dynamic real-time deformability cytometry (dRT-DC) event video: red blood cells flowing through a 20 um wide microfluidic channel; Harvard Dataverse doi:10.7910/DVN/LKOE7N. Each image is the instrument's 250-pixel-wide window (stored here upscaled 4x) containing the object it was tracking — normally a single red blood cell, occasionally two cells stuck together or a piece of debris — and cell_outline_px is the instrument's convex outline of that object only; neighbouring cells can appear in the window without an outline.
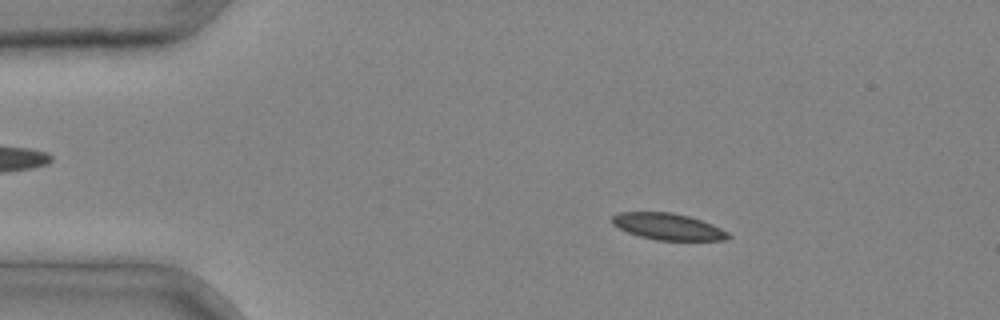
{"species": "common noctule bat (a hibernating species)", "species_latin": "Nyctalus noctula", "temperature_condition": "cold", "stored_images_in_passage": 3, "segment_of_instrument_passage": [1, 2], "camera_frame_rate_fps": 3000, "um_per_image_px": 0.085, "animal": {"sex": "male", "body_mass_g": 20.4}, "frame": {"image": 1, "passage_image": 1, "time_ms": 0.0, "image_size_px": [1000, 320], "cell_outline_px": [[732, 236], [724, 240], [656, 240], [640, 236], [628, 232], [612, 224], [612, 216], [616, 212], [672, 212], [688, 216], [712, 224], [728, 232]], "centroid_in_image_um": [56.76, 19.25], "position_along_channel_um": 28.2, "area_um2": 17.86}}